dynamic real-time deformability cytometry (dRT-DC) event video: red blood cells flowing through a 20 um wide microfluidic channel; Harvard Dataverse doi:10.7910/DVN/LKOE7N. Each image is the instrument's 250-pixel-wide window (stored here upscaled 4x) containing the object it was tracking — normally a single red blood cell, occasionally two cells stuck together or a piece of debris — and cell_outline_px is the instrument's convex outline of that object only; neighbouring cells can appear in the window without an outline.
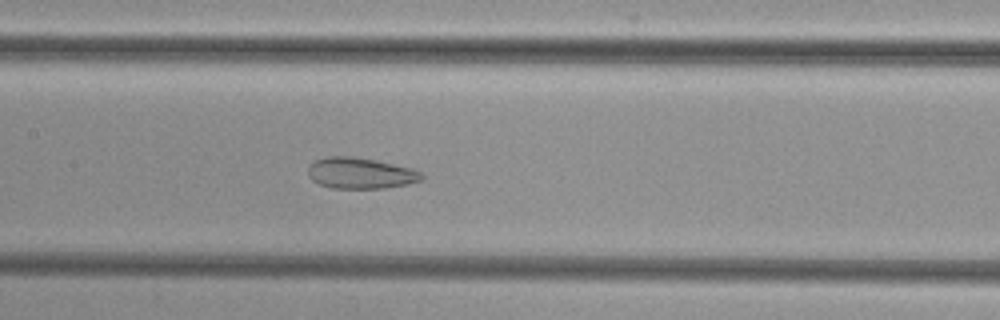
{"species": "common noctule bat (a hibernating species)", "species_latin": "Nyctalus noctula", "temperature_condition": "cold", "stored_images_in_passage": 52, "camera_frame_rate_fps": 3000, "um_per_image_px": 0.085, "animal": {"sex": "female", "body_mass_g": 29.2, "forearm_length_mm": 56.3}, "frame": {"image": 1, "passage_image": 25, "time_ms": 8.0, "image_size_px": [1000, 320], "cell_outline_px": [[424, 180], [408, 184], [388, 188], [332, 188], [320, 184], [312, 180], [308, 176], [308, 168], [316, 160], [328, 156], [352, 156], [376, 160], [412, 168], [420, 172], [424, 176]], "centroid_in_image_um": [30.67, 14.72], "position_along_channel_um": 176.7, "area_um2": 20.63}}
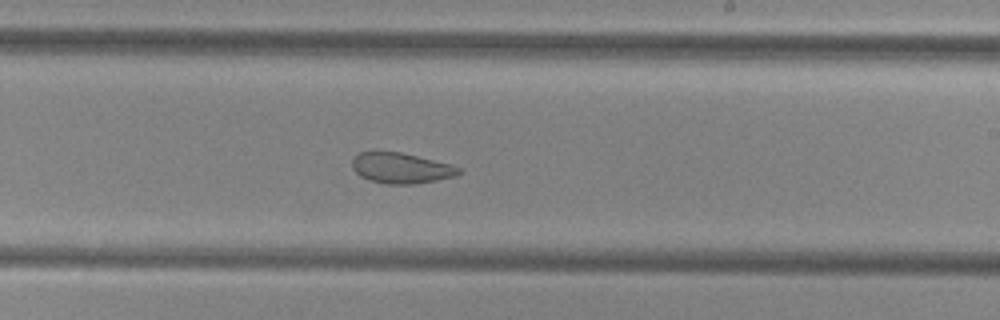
{"frame": {"image": 2, "passage_image": 31, "time_ms": 10.0, "image_size_px": [1000, 320], "cell_outline_px": [[464, 172], [456, 176], [416, 184], [384, 184], [368, 180], [360, 176], [352, 168], [352, 160], [360, 152], [400, 152], [448, 164], [460, 168]], "centroid_in_image_um": [34.08, 14.31], "position_along_channel_um": 254.9, "area_um2": 18.84}}
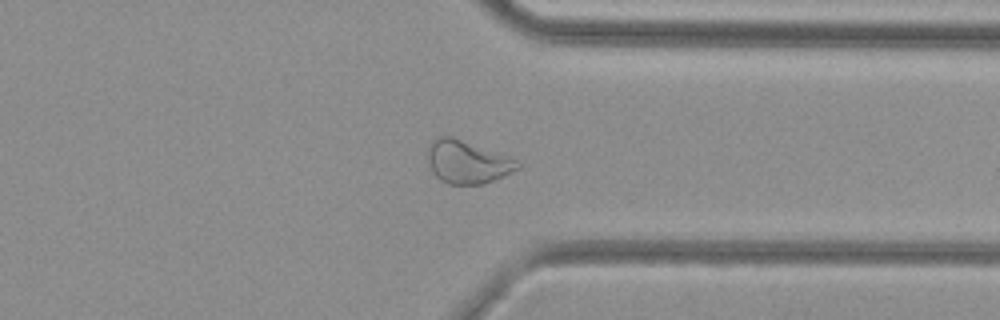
{"frame": {"image": 3, "passage_image": 40, "time_ms": 13.0, "image_size_px": [1000, 320], "cell_outline_px": [[520, 168], [484, 184], [448, 184], [440, 180], [432, 172], [428, 160], [428, 144], [436, 136], [452, 136], [520, 160]], "centroid_in_image_um": [39.71, 13.75], "position_along_channel_um": 371.7, "area_um2": 22.6}}